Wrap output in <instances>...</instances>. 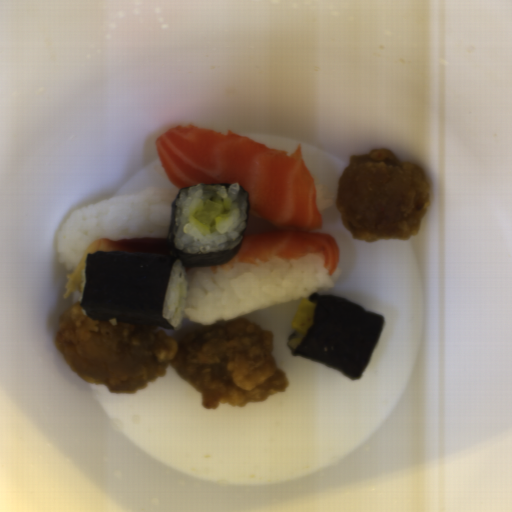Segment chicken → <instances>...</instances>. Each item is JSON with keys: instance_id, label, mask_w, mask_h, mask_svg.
Listing matches in <instances>:
<instances>
[{"instance_id": "chicken-2", "label": "chicken", "mask_w": 512, "mask_h": 512, "mask_svg": "<svg viewBox=\"0 0 512 512\" xmlns=\"http://www.w3.org/2000/svg\"><path fill=\"white\" fill-rule=\"evenodd\" d=\"M432 180L415 162L387 148L350 156L335 196L352 239L412 241L431 194Z\"/></svg>"}, {"instance_id": "chicken-1", "label": "chicken", "mask_w": 512, "mask_h": 512, "mask_svg": "<svg viewBox=\"0 0 512 512\" xmlns=\"http://www.w3.org/2000/svg\"><path fill=\"white\" fill-rule=\"evenodd\" d=\"M54 346L78 376L110 393L142 391L169 367L199 393L208 410L243 408L288 386L271 331L243 315L172 337L165 328L92 319L80 300L60 313Z\"/></svg>"}]
</instances>
